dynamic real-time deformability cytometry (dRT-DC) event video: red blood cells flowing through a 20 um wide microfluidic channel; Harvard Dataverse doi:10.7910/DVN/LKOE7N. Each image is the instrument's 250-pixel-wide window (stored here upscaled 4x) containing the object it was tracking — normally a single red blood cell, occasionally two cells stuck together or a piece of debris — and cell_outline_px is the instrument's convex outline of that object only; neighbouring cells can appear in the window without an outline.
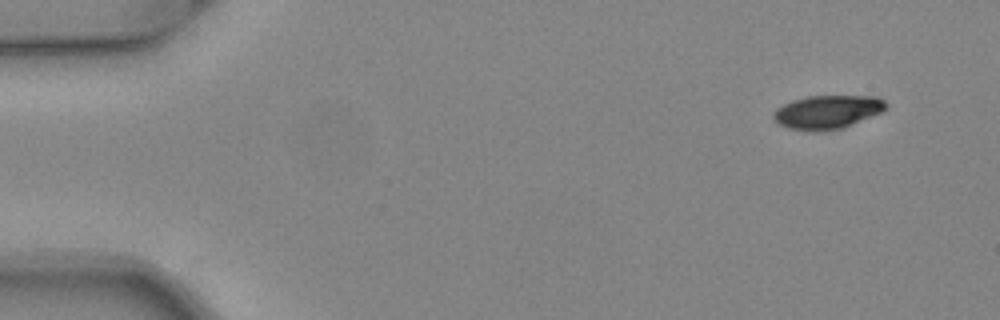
{"species": "common noctule bat (a hibernating species)", "species_latin": "Nyctalus noctula", "temperature_condition": "warm", "stored_images_in_passage": 12, "camera_frame_rate_fps": 3000, "um_per_image_px": 0.085, "animal": {"sex": "female", "body_mass_g": 24.6, "forearm_length_mm": 56.2}, "frame": {"image": 1, "passage_image": 1, "time_ms": 0.0, "image_size_px": [1000, 320], "cell_outline_px": [[888, 108], [884, 112], [844, 128], [788, 128], [776, 124], [772, 116], [772, 112], [776, 108], [792, 100], [808, 96], [876, 96], [884, 100], [888, 104]], "centroid_in_image_um": [70.38, 9.47], "position_along_channel_um": 14.6, "area_um2": 21.73}}
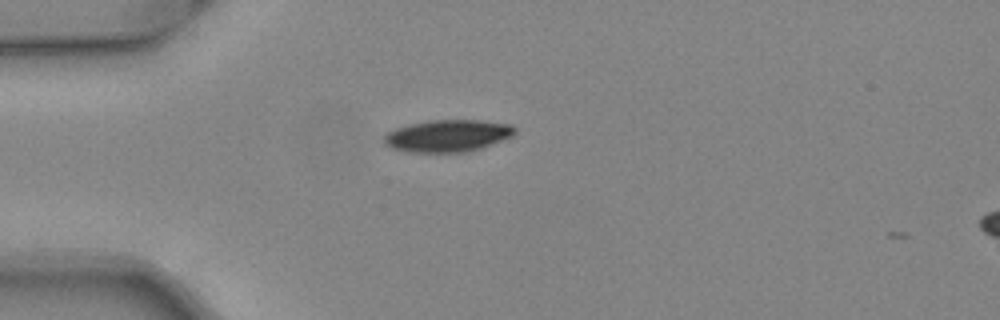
{"frame": {"image": 2, "passage_image": 11, "time_ms": 3.333, "image_size_px": [1000, 320], "cell_outline_px": [[516, 132], [512, 136], [480, 148], [468, 152], [408, 152], [392, 148], [384, 144], [384, 132], [408, 124], [428, 120], [480, 120], [508, 124], [516, 128]], "centroid_in_image_um": [38.0, 11.53], "position_along_channel_um": 47.0, "area_um2": 24.51}}